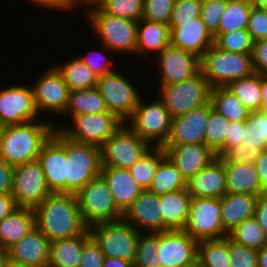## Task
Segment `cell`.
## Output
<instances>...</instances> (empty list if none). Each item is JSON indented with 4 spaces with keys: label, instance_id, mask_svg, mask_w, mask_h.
Here are the masks:
<instances>
[{
    "label": "cell",
    "instance_id": "6da1fadb",
    "mask_svg": "<svg viewBox=\"0 0 267 267\" xmlns=\"http://www.w3.org/2000/svg\"><path fill=\"white\" fill-rule=\"evenodd\" d=\"M35 225L51 242L81 235L84 224L76 194L51 193L35 209Z\"/></svg>",
    "mask_w": 267,
    "mask_h": 267
},
{
    "label": "cell",
    "instance_id": "7a4b0ae2",
    "mask_svg": "<svg viewBox=\"0 0 267 267\" xmlns=\"http://www.w3.org/2000/svg\"><path fill=\"white\" fill-rule=\"evenodd\" d=\"M55 128L49 120L0 127V159L13 167L37 160Z\"/></svg>",
    "mask_w": 267,
    "mask_h": 267
},
{
    "label": "cell",
    "instance_id": "3957f363",
    "mask_svg": "<svg viewBox=\"0 0 267 267\" xmlns=\"http://www.w3.org/2000/svg\"><path fill=\"white\" fill-rule=\"evenodd\" d=\"M87 22L91 23L99 37L104 52H125L135 55L137 21L111 16L99 6L86 10ZM106 50V51H105Z\"/></svg>",
    "mask_w": 267,
    "mask_h": 267
},
{
    "label": "cell",
    "instance_id": "277c9868",
    "mask_svg": "<svg viewBox=\"0 0 267 267\" xmlns=\"http://www.w3.org/2000/svg\"><path fill=\"white\" fill-rule=\"evenodd\" d=\"M200 71L211 87L227 86L233 80L255 72L251 54L224 51L215 44L200 58Z\"/></svg>",
    "mask_w": 267,
    "mask_h": 267
},
{
    "label": "cell",
    "instance_id": "5b68a950",
    "mask_svg": "<svg viewBox=\"0 0 267 267\" xmlns=\"http://www.w3.org/2000/svg\"><path fill=\"white\" fill-rule=\"evenodd\" d=\"M157 91L171 117L186 114L210 102L211 86L199 71L193 77L182 82L159 85Z\"/></svg>",
    "mask_w": 267,
    "mask_h": 267
},
{
    "label": "cell",
    "instance_id": "8992f818",
    "mask_svg": "<svg viewBox=\"0 0 267 267\" xmlns=\"http://www.w3.org/2000/svg\"><path fill=\"white\" fill-rule=\"evenodd\" d=\"M84 224L89 228L102 222L122 219L105 179L100 175L87 182L76 194Z\"/></svg>",
    "mask_w": 267,
    "mask_h": 267
},
{
    "label": "cell",
    "instance_id": "52a82bcc",
    "mask_svg": "<svg viewBox=\"0 0 267 267\" xmlns=\"http://www.w3.org/2000/svg\"><path fill=\"white\" fill-rule=\"evenodd\" d=\"M88 229L105 257L133 262L140 231H137L131 224L121 219L115 222L94 224Z\"/></svg>",
    "mask_w": 267,
    "mask_h": 267
},
{
    "label": "cell",
    "instance_id": "ba28073f",
    "mask_svg": "<svg viewBox=\"0 0 267 267\" xmlns=\"http://www.w3.org/2000/svg\"><path fill=\"white\" fill-rule=\"evenodd\" d=\"M142 98L126 124L151 146H163L170 134L172 117L159 98L150 103Z\"/></svg>",
    "mask_w": 267,
    "mask_h": 267
},
{
    "label": "cell",
    "instance_id": "9c48e42d",
    "mask_svg": "<svg viewBox=\"0 0 267 267\" xmlns=\"http://www.w3.org/2000/svg\"><path fill=\"white\" fill-rule=\"evenodd\" d=\"M71 126L55 128L66 138L84 144L101 147L123 124L110 112L72 116Z\"/></svg>",
    "mask_w": 267,
    "mask_h": 267
},
{
    "label": "cell",
    "instance_id": "30bf717a",
    "mask_svg": "<svg viewBox=\"0 0 267 267\" xmlns=\"http://www.w3.org/2000/svg\"><path fill=\"white\" fill-rule=\"evenodd\" d=\"M66 193L77 194L84 185L101 174L100 147L66 138Z\"/></svg>",
    "mask_w": 267,
    "mask_h": 267
},
{
    "label": "cell",
    "instance_id": "8fae6325",
    "mask_svg": "<svg viewBox=\"0 0 267 267\" xmlns=\"http://www.w3.org/2000/svg\"><path fill=\"white\" fill-rule=\"evenodd\" d=\"M152 146L126 123L100 147L102 166L129 169Z\"/></svg>",
    "mask_w": 267,
    "mask_h": 267
},
{
    "label": "cell",
    "instance_id": "7c38bea8",
    "mask_svg": "<svg viewBox=\"0 0 267 267\" xmlns=\"http://www.w3.org/2000/svg\"><path fill=\"white\" fill-rule=\"evenodd\" d=\"M96 88L105 101L108 112L113 113L123 123L134 114L141 99L139 91L133 83L120 72L98 77Z\"/></svg>",
    "mask_w": 267,
    "mask_h": 267
},
{
    "label": "cell",
    "instance_id": "4fadbf2b",
    "mask_svg": "<svg viewBox=\"0 0 267 267\" xmlns=\"http://www.w3.org/2000/svg\"><path fill=\"white\" fill-rule=\"evenodd\" d=\"M184 231L197 241L228 237L221 222V198L192 197Z\"/></svg>",
    "mask_w": 267,
    "mask_h": 267
},
{
    "label": "cell",
    "instance_id": "5bb4252c",
    "mask_svg": "<svg viewBox=\"0 0 267 267\" xmlns=\"http://www.w3.org/2000/svg\"><path fill=\"white\" fill-rule=\"evenodd\" d=\"M11 193L18 207L30 209H35L52 193L38 160L14 167Z\"/></svg>",
    "mask_w": 267,
    "mask_h": 267
},
{
    "label": "cell",
    "instance_id": "9a60e30c",
    "mask_svg": "<svg viewBox=\"0 0 267 267\" xmlns=\"http://www.w3.org/2000/svg\"><path fill=\"white\" fill-rule=\"evenodd\" d=\"M31 86L38 113L63 115L68 104L70 89L62 75L52 65L45 69Z\"/></svg>",
    "mask_w": 267,
    "mask_h": 267
},
{
    "label": "cell",
    "instance_id": "2e32d148",
    "mask_svg": "<svg viewBox=\"0 0 267 267\" xmlns=\"http://www.w3.org/2000/svg\"><path fill=\"white\" fill-rule=\"evenodd\" d=\"M39 113L32 87L12 85L0 91V127L34 121Z\"/></svg>",
    "mask_w": 267,
    "mask_h": 267
},
{
    "label": "cell",
    "instance_id": "e0dca14e",
    "mask_svg": "<svg viewBox=\"0 0 267 267\" xmlns=\"http://www.w3.org/2000/svg\"><path fill=\"white\" fill-rule=\"evenodd\" d=\"M198 241L184 230L159 232L158 260L162 267H197Z\"/></svg>",
    "mask_w": 267,
    "mask_h": 267
},
{
    "label": "cell",
    "instance_id": "ac0fdd59",
    "mask_svg": "<svg viewBox=\"0 0 267 267\" xmlns=\"http://www.w3.org/2000/svg\"><path fill=\"white\" fill-rule=\"evenodd\" d=\"M37 160L41 164L49 190L52 193H66V137L55 129L42 146Z\"/></svg>",
    "mask_w": 267,
    "mask_h": 267
},
{
    "label": "cell",
    "instance_id": "d6986e66",
    "mask_svg": "<svg viewBox=\"0 0 267 267\" xmlns=\"http://www.w3.org/2000/svg\"><path fill=\"white\" fill-rule=\"evenodd\" d=\"M244 138L236 148L228 149L221 156L224 162L254 163L259 153L267 148V111L248 114Z\"/></svg>",
    "mask_w": 267,
    "mask_h": 267
},
{
    "label": "cell",
    "instance_id": "ffe728a7",
    "mask_svg": "<svg viewBox=\"0 0 267 267\" xmlns=\"http://www.w3.org/2000/svg\"><path fill=\"white\" fill-rule=\"evenodd\" d=\"M160 80L157 85L182 82L200 71V58L171 44L156 55Z\"/></svg>",
    "mask_w": 267,
    "mask_h": 267
},
{
    "label": "cell",
    "instance_id": "44dd1931",
    "mask_svg": "<svg viewBox=\"0 0 267 267\" xmlns=\"http://www.w3.org/2000/svg\"><path fill=\"white\" fill-rule=\"evenodd\" d=\"M122 219L140 232L164 231L159 195L144 189L123 213Z\"/></svg>",
    "mask_w": 267,
    "mask_h": 267
},
{
    "label": "cell",
    "instance_id": "7402d4cb",
    "mask_svg": "<svg viewBox=\"0 0 267 267\" xmlns=\"http://www.w3.org/2000/svg\"><path fill=\"white\" fill-rule=\"evenodd\" d=\"M213 110L211 102L186 114L172 118L169 137L164 145L205 143L208 117Z\"/></svg>",
    "mask_w": 267,
    "mask_h": 267
},
{
    "label": "cell",
    "instance_id": "603a6c76",
    "mask_svg": "<svg viewBox=\"0 0 267 267\" xmlns=\"http://www.w3.org/2000/svg\"><path fill=\"white\" fill-rule=\"evenodd\" d=\"M170 44L201 58L214 44V36L200 17L188 22H169Z\"/></svg>",
    "mask_w": 267,
    "mask_h": 267
},
{
    "label": "cell",
    "instance_id": "cb8c5ba5",
    "mask_svg": "<svg viewBox=\"0 0 267 267\" xmlns=\"http://www.w3.org/2000/svg\"><path fill=\"white\" fill-rule=\"evenodd\" d=\"M162 147L186 181L217 157L205 143L163 145Z\"/></svg>",
    "mask_w": 267,
    "mask_h": 267
},
{
    "label": "cell",
    "instance_id": "d4e9b609",
    "mask_svg": "<svg viewBox=\"0 0 267 267\" xmlns=\"http://www.w3.org/2000/svg\"><path fill=\"white\" fill-rule=\"evenodd\" d=\"M50 241L35 226L7 249L9 260L27 267H48Z\"/></svg>",
    "mask_w": 267,
    "mask_h": 267
},
{
    "label": "cell",
    "instance_id": "484cf974",
    "mask_svg": "<svg viewBox=\"0 0 267 267\" xmlns=\"http://www.w3.org/2000/svg\"><path fill=\"white\" fill-rule=\"evenodd\" d=\"M186 190L192 197L222 198L227 193L223 159L217 156L189 178L186 181Z\"/></svg>",
    "mask_w": 267,
    "mask_h": 267
},
{
    "label": "cell",
    "instance_id": "4316f807",
    "mask_svg": "<svg viewBox=\"0 0 267 267\" xmlns=\"http://www.w3.org/2000/svg\"><path fill=\"white\" fill-rule=\"evenodd\" d=\"M110 189L117 208L124 213L144 190L128 169L102 166L101 174Z\"/></svg>",
    "mask_w": 267,
    "mask_h": 267
},
{
    "label": "cell",
    "instance_id": "83f0119b",
    "mask_svg": "<svg viewBox=\"0 0 267 267\" xmlns=\"http://www.w3.org/2000/svg\"><path fill=\"white\" fill-rule=\"evenodd\" d=\"M170 44V27L168 24L140 19L137 24L136 54L151 58L149 54L157 55ZM150 52V53H149Z\"/></svg>",
    "mask_w": 267,
    "mask_h": 267
},
{
    "label": "cell",
    "instance_id": "f1b7e54d",
    "mask_svg": "<svg viewBox=\"0 0 267 267\" xmlns=\"http://www.w3.org/2000/svg\"><path fill=\"white\" fill-rule=\"evenodd\" d=\"M164 218V231L184 230L186 227L192 196L186 189L167 192L159 196Z\"/></svg>",
    "mask_w": 267,
    "mask_h": 267
},
{
    "label": "cell",
    "instance_id": "f546056e",
    "mask_svg": "<svg viewBox=\"0 0 267 267\" xmlns=\"http://www.w3.org/2000/svg\"><path fill=\"white\" fill-rule=\"evenodd\" d=\"M257 196L226 193L221 198V222L229 233L244 220L254 217Z\"/></svg>",
    "mask_w": 267,
    "mask_h": 267
},
{
    "label": "cell",
    "instance_id": "4dcf8cb0",
    "mask_svg": "<svg viewBox=\"0 0 267 267\" xmlns=\"http://www.w3.org/2000/svg\"><path fill=\"white\" fill-rule=\"evenodd\" d=\"M227 193H242L258 196L261 188L254 163L224 162Z\"/></svg>",
    "mask_w": 267,
    "mask_h": 267
},
{
    "label": "cell",
    "instance_id": "1f68e13d",
    "mask_svg": "<svg viewBox=\"0 0 267 267\" xmlns=\"http://www.w3.org/2000/svg\"><path fill=\"white\" fill-rule=\"evenodd\" d=\"M90 236L87 228L81 235L51 241L48 267H79L83 246Z\"/></svg>",
    "mask_w": 267,
    "mask_h": 267
},
{
    "label": "cell",
    "instance_id": "d6a6232c",
    "mask_svg": "<svg viewBox=\"0 0 267 267\" xmlns=\"http://www.w3.org/2000/svg\"><path fill=\"white\" fill-rule=\"evenodd\" d=\"M35 226L34 209L18 207L0 221V246L8 249Z\"/></svg>",
    "mask_w": 267,
    "mask_h": 267
},
{
    "label": "cell",
    "instance_id": "836d02e7",
    "mask_svg": "<svg viewBox=\"0 0 267 267\" xmlns=\"http://www.w3.org/2000/svg\"><path fill=\"white\" fill-rule=\"evenodd\" d=\"M262 74L254 72L251 76L236 79L226 87L237 97L249 112L263 110Z\"/></svg>",
    "mask_w": 267,
    "mask_h": 267
},
{
    "label": "cell",
    "instance_id": "e575fe53",
    "mask_svg": "<svg viewBox=\"0 0 267 267\" xmlns=\"http://www.w3.org/2000/svg\"><path fill=\"white\" fill-rule=\"evenodd\" d=\"M210 102L213 110L229 122L246 121L250 113L226 86L211 87Z\"/></svg>",
    "mask_w": 267,
    "mask_h": 267
},
{
    "label": "cell",
    "instance_id": "d590c367",
    "mask_svg": "<svg viewBox=\"0 0 267 267\" xmlns=\"http://www.w3.org/2000/svg\"><path fill=\"white\" fill-rule=\"evenodd\" d=\"M62 64V65H61ZM53 64L71 90L96 88L98 77L76 55L65 64Z\"/></svg>",
    "mask_w": 267,
    "mask_h": 267
},
{
    "label": "cell",
    "instance_id": "8d00e7d4",
    "mask_svg": "<svg viewBox=\"0 0 267 267\" xmlns=\"http://www.w3.org/2000/svg\"><path fill=\"white\" fill-rule=\"evenodd\" d=\"M108 112L97 88L77 89L69 92L68 104L63 114L71 117L80 114Z\"/></svg>",
    "mask_w": 267,
    "mask_h": 267
},
{
    "label": "cell",
    "instance_id": "74e56055",
    "mask_svg": "<svg viewBox=\"0 0 267 267\" xmlns=\"http://www.w3.org/2000/svg\"><path fill=\"white\" fill-rule=\"evenodd\" d=\"M198 267H231L229 238L198 241Z\"/></svg>",
    "mask_w": 267,
    "mask_h": 267
},
{
    "label": "cell",
    "instance_id": "f35d334b",
    "mask_svg": "<svg viewBox=\"0 0 267 267\" xmlns=\"http://www.w3.org/2000/svg\"><path fill=\"white\" fill-rule=\"evenodd\" d=\"M186 189V179L166 155L160 162L149 191L163 195L170 191Z\"/></svg>",
    "mask_w": 267,
    "mask_h": 267
},
{
    "label": "cell",
    "instance_id": "ab89813d",
    "mask_svg": "<svg viewBox=\"0 0 267 267\" xmlns=\"http://www.w3.org/2000/svg\"><path fill=\"white\" fill-rule=\"evenodd\" d=\"M166 156L162 146H152L133 166L128 170L133 179L143 188L149 189L161 160Z\"/></svg>",
    "mask_w": 267,
    "mask_h": 267
},
{
    "label": "cell",
    "instance_id": "60d3db41",
    "mask_svg": "<svg viewBox=\"0 0 267 267\" xmlns=\"http://www.w3.org/2000/svg\"><path fill=\"white\" fill-rule=\"evenodd\" d=\"M252 7V0H228L216 33H228L238 29H246Z\"/></svg>",
    "mask_w": 267,
    "mask_h": 267
},
{
    "label": "cell",
    "instance_id": "b9f144b4",
    "mask_svg": "<svg viewBox=\"0 0 267 267\" xmlns=\"http://www.w3.org/2000/svg\"><path fill=\"white\" fill-rule=\"evenodd\" d=\"M228 238L236 244L257 250L267 246V234L254 217L244 220L231 230Z\"/></svg>",
    "mask_w": 267,
    "mask_h": 267
},
{
    "label": "cell",
    "instance_id": "7bdbcfd3",
    "mask_svg": "<svg viewBox=\"0 0 267 267\" xmlns=\"http://www.w3.org/2000/svg\"><path fill=\"white\" fill-rule=\"evenodd\" d=\"M230 122L222 115L212 110L208 117V123L205 131V144L221 157L225 153V140L228 135Z\"/></svg>",
    "mask_w": 267,
    "mask_h": 267
},
{
    "label": "cell",
    "instance_id": "ee69618b",
    "mask_svg": "<svg viewBox=\"0 0 267 267\" xmlns=\"http://www.w3.org/2000/svg\"><path fill=\"white\" fill-rule=\"evenodd\" d=\"M159 232H140L134 267H162L158 260Z\"/></svg>",
    "mask_w": 267,
    "mask_h": 267
},
{
    "label": "cell",
    "instance_id": "f6af8a7d",
    "mask_svg": "<svg viewBox=\"0 0 267 267\" xmlns=\"http://www.w3.org/2000/svg\"><path fill=\"white\" fill-rule=\"evenodd\" d=\"M214 44L220 49L237 54H251L254 41L247 29L215 33Z\"/></svg>",
    "mask_w": 267,
    "mask_h": 267
},
{
    "label": "cell",
    "instance_id": "bcb514c9",
    "mask_svg": "<svg viewBox=\"0 0 267 267\" xmlns=\"http://www.w3.org/2000/svg\"><path fill=\"white\" fill-rule=\"evenodd\" d=\"M99 7L111 16L138 22L142 19L144 0H104Z\"/></svg>",
    "mask_w": 267,
    "mask_h": 267
},
{
    "label": "cell",
    "instance_id": "7dc6e473",
    "mask_svg": "<svg viewBox=\"0 0 267 267\" xmlns=\"http://www.w3.org/2000/svg\"><path fill=\"white\" fill-rule=\"evenodd\" d=\"M228 0H202L200 18L214 35L219 28L221 17L226 10Z\"/></svg>",
    "mask_w": 267,
    "mask_h": 267
},
{
    "label": "cell",
    "instance_id": "c3c4849f",
    "mask_svg": "<svg viewBox=\"0 0 267 267\" xmlns=\"http://www.w3.org/2000/svg\"><path fill=\"white\" fill-rule=\"evenodd\" d=\"M175 0H144L142 19L168 24Z\"/></svg>",
    "mask_w": 267,
    "mask_h": 267
},
{
    "label": "cell",
    "instance_id": "681fc988",
    "mask_svg": "<svg viewBox=\"0 0 267 267\" xmlns=\"http://www.w3.org/2000/svg\"><path fill=\"white\" fill-rule=\"evenodd\" d=\"M229 261L231 267H258L257 249L236 244L229 239Z\"/></svg>",
    "mask_w": 267,
    "mask_h": 267
},
{
    "label": "cell",
    "instance_id": "f907efd6",
    "mask_svg": "<svg viewBox=\"0 0 267 267\" xmlns=\"http://www.w3.org/2000/svg\"><path fill=\"white\" fill-rule=\"evenodd\" d=\"M202 0H175L170 22H188L200 17Z\"/></svg>",
    "mask_w": 267,
    "mask_h": 267
},
{
    "label": "cell",
    "instance_id": "816d5d0a",
    "mask_svg": "<svg viewBox=\"0 0 267 267\" xmlns=\"http://www.w3.org/2000/svg\"><path fill=\"white\" fill-rule=\"evenodd\" d=\"M247 31L251 34L253 41L267 37V8L253 5L247 25Z\"/></svg>",
    "mask_w": 267,
    "mask_h": 267
},
{
    "label": "cell",
    "instance_id": "f5cc1de1",
    "mask_svg": "<svg viewBox=\"0 0 267 267\" xmlns=\"http://www.w3.org/2000/svg\"><path fill=\"white\" fill-rule=\"evenodd\" d=\"M104 258L99 244L90 236L83 246L79 267H103Z\"/></svg>",
    "mask_w": 267,
    "mask_h": 267
},
{
    "label": "cell",
    "instance_id": "db71d44e",
    "mask_svg": "<svg viewBox=\"0 0 267 267\" xmlns=\"http://www.w3.org/2000/svg\"><path fill=\"white\" fill-rule=\"evenodd\" d=\"M93 52L86 56H77L82 62H84L97 77H101L112 72H115L112 68L113 63L108 61L109 59L104 55V53Z\"/></svg>",
    "mask_w": 267,
    "mask_h": 267
},
{
    "label": "cell",
    "instance_id": "11a10c76",
    "mask_svg": "<svg viewBox=\"0 0 267 267\" xmlns=\"http://www.w3.org/2000/svg\"><path fill=\"white\" fill-rule=\"evenodd\" d=\"M251 55L254 71L267 75V37L254 42Z\"/></svg>",
    "mask_w": 267,
    "mask_h": 267
},
{
    "label": "cell",
    "instance_id": "9f6ffc18",
    "mask_svg": "<svg viewBox=\"0 0 267 267\" xmlns=\"http://www.w3.org/2000/svg\"><path fill=\"white\" fill-rule=\"evenodd\" d=\"M245 121L241 122H230L228 127V135L225 140V152L228 149L236 148L241 144L245 138Z\"/></svg>",
    "mask_w": 267,
    "mask_h": 267
},
{
    "label": "cell",
    "instance_id": "6f0895ef",
    "mask_svg": "<svg viewBox=\"0 0 267 267\" xmlns=\"http://www.w3.org/2000/svg\"><path fill=\"white\" fill-rule=\"evenodd\" d=\"M14 167L0 159V194L11 193Z\"/></svg>",
    "mask_w": 267,
    "mask_h": 267
},
{
    "label": "cell",
    "instance_id": "680465c9",
    "mask_svg": "<svg viewBox=\"0 0 267 267\" xmlns=\"http://www.w3.org/2000/svg\"><path fill=\"white\" fill-rule=\"evenodd\" d=\"M254 218L267 234V192L257 196Z\"/></svg>",
    "mask_w": 267,
    "mask_h": 267
},
{
    "label": "cell",
    "instance_id": "91938a15",
    "mask_svg": "<svg viewBox=\"0 0 267 267\" xmlns=\"http://www.w3.org/2000/svg\"><path fill=\"white\" fill-rule=\"evenodd\" d=\"M34 5L36 4L40 8H46L52 11H74V6L71 0H30ZM73 9V10H72Z\"/></svg>",
    "mask_w": 267,
    "mask_h": 267
},
{
    "label": "cell",
    "instance_id": "94428289",
    "mask_svg": "<svg viewBox=\"0 0 267 267\" xmlns=\"http://www.w3.org/2000/svg\"><path fill=\"white\" fill-rule=\"evenodd\" d=\"M261 188L267 192V148L262 150L254 162Z\"/></svg>",
    "mask_w": 267,
    "mask_h": 267
},
{
    "label": "cell",
    "instance_id": "6125c7cd",
    "mask_svg": "<svg viewBox=\"0 0 267 267\" xmlns=\"http://www.w3.org/2000/svg\"><path fill=\"white\" fill-rule=\"evenodd\" d=\"M18 206L12 193L0 194V221L10 215Z\"/></svg>",
    "mask_w": 267,
    "mask_h": 267
},
{
    "label": "cell",
    "instance_id": "be15d7a7",
    "mask_svg": "<svg viewBox=\"0 0 267 267\" xmlns=\"http://www.w3.org/2000/svg\"><path fill=\"white\" fill-rule=\"evenodd\" d=\"M103 267H134V264L123 259L105 257Z\"/></svg>",
    "mask_w": 267,
    "mask_h": 267
},
{
    "label": "cell",
    "instance_id": "e7e4bbea",
    "mask_svg": "<svg viewBox=\"0 0 267 267\" xmlns=\"http://www.w3.org/2000/svg\"><path fill=\"white\" fill-rule=\"evenodd\" d=\"M257 266L267 267V246L257 250Z\"/></svg>",
    "mask_w": 267,
    "mask_h": 267
},
{
    "label": "cell",
    "instance_id": "03108f58",
    "mask_svg": "<svg viewBox=\"0 0 267 267\" xmlns=\"http://www.w3.org/2000/svg\"><path fill=\"white\" fill-rule=\"evenodd\" d=\"M71 1L73 3L74 8L75 7L77 8V6H80L79 4H81V6L82 4H86L90 6L88 7L89 9V8L100 6L104 0H71Z\"/></svg>",
    "mask_w": 267,
    "mask_h": 267
},
{
    "label": "cell",
    "instance_id": "003e7915",
    "mask_svg": "<svg viewBox=\"0 0 267 267\" xmlns=\"http://www.w3.org/2000/svg\"><path fill=\"white\" fill-rule=\"evenodd\" d=\"M262 101H263V111H267V75H262Z\"/></svg>",
    "mask_w": 267,
    "mask_h": 267
},
{
    "label": "cell",
    "instance_id": "a7ac6f4b",
    "mask_svg": "<svg viewBox=\"0 0 267 267\" xmlns=\"http://www.w3.org/2000/svg\"><path fill=\"white\" fill-rule=\"evenodd\" d=\"M8 260L9 258L7 249L0 246V267H5Z\"/></svg>",
    "mask_w": 267,
    "mask_h": 267
},
{
    "label": "cell",
    "instance_id": "89a4df30",
    "mask_svg": "<svg viewBox=\"0 0 267 267\" xmlns=\"http://www.w3.org/2000/svg\"><path fill=\"white\" fill-rule=\"evenodd\" d=\"M252 2L255 6L267 8V0H253Z\"/></svg>",
    "mask_w": 267,
    "mask_h": 267
},
{
    "label": "cell",
    "instance_id": "2644e50d",
    "mask_svg": "<svg viewBox=\"0 0 267 267\" xmlns=\"http://www.w3.org/2000/svg\"><path fill=\"white\" fill-rule=\"evenodd\" d=\"M5 267H27V266H24V265H21L19 263H15L11 260H8Z\"/></svg>",
    "mask_w": 267,
    "mask_h": 267
}]
</instances>
